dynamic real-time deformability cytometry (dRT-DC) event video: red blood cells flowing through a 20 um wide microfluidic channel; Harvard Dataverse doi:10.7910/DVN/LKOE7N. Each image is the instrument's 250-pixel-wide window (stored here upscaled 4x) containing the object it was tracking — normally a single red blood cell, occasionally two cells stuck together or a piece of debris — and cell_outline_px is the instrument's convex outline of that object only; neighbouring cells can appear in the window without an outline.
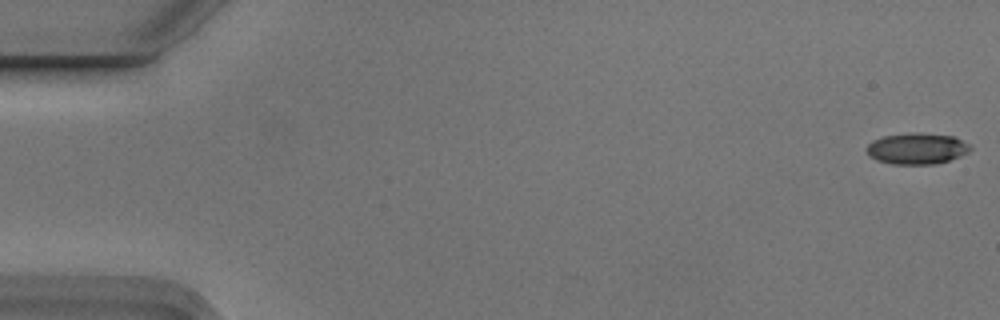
{"species": "Egyptian fruit bat (a non-hibernating species)", "species_latin": "Rousettus aegyptiacus", "temperature_condition": "cold", "stored_images_in_passage": 11, "camera_frame_rate_fps": 3000, "um_per_image_px": 0.085, "animal": {"sex": "male"}, "frame": {"image": 1, "passage_image": 1, "time_ms": 0.0, "image_size_px": [1000, 320], "cell_outline_px": [[972, 148], [968, 152], [960, 156], [936, 164], [892, 164], [876, 160], [868, 156], [868, 144], [872, 140], [884, 136], [912, 132], [920, 132], [952, 136], [968, 144]], "centroid_in_image_um": [77.91, 12.62], "position_along_channel_um": 7.1, "area_um2": 18.79}}
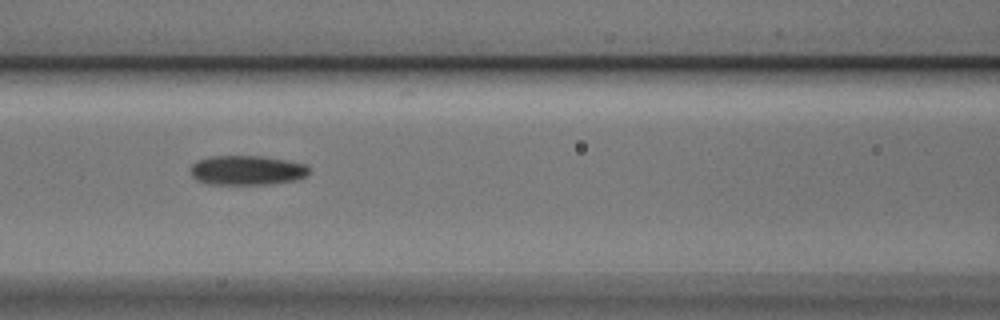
{"frame": {"image": 2, "passage_image": 7, "time_ms": 2.0, "image_size_px": [1000, 320], "cell_outline_px": [[312, 168], [304, 176], [296, 180], [268, 184], [204, 184], [196, 180], [192, 176], [192, 164], [196, 160], [208, 156], [264, 156], [308, 164]], "centroid_in_image_um": [20.99, 14.46], "position_along_channel_um": 145.6, "area_um2": 20.63}}
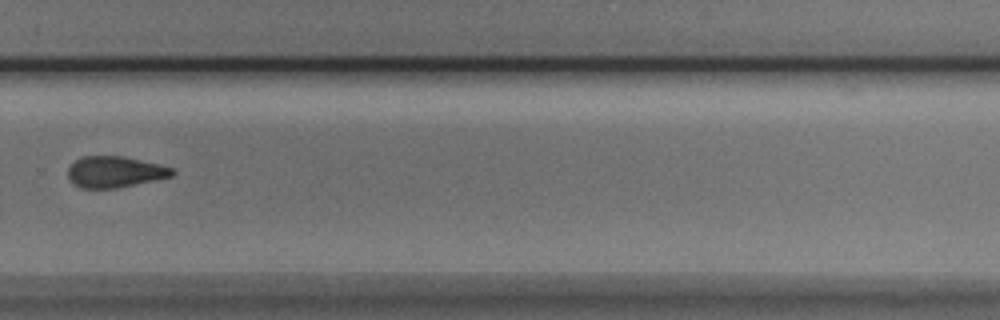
{"frame": {"image": 3, "passage_image": 11, "time_ms": 3.333, "image_size_px": [1000, 320], "cell_outline_px": [[176, 172], [172, 176], [116, 188], [80, 188], [72, 184], [68, 176], [68, 168], [80, 156], [124, 156], [172, 168]], "centroid_in_image_um": [9.71, 14.61], "position_along_channel_um": 320.1, "area_um2": 18.79}}